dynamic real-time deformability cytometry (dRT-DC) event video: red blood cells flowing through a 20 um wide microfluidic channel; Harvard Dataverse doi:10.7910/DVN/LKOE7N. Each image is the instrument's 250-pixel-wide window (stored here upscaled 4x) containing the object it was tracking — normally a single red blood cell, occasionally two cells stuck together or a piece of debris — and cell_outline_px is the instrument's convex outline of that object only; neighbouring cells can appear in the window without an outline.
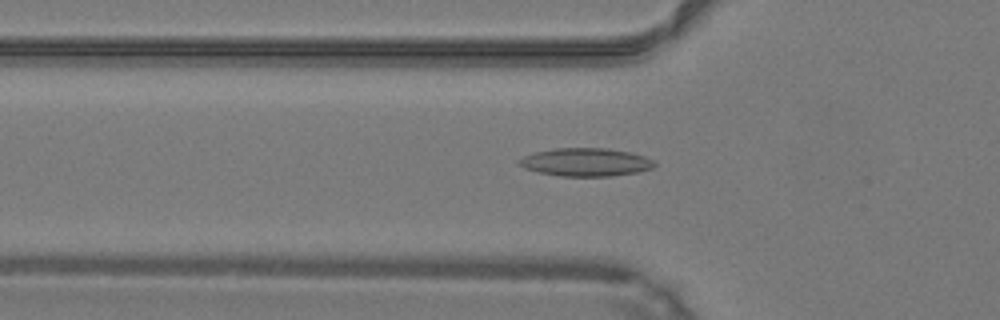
{"species": "common noctule bat (a hibernating species)", "species_latin": "Nyctalus noctula", "temperature_condition": "warm", "stored_images_in_passage": 48, "camera_frame_rate_fps": 3000, "um_per_image_px": 0.085, "animal": {"sex": "male", "body_mass_g": 19.2, "forearm_length_mm": 51.8}, "frame": {"image": 1, "passage_image": 16, "time_ms": 5.0, "image_size_px": [1000, 320], "cell_outline_px": [[656, 164], [652, 168], [640, 172], [612, 176], [560, 176], [540, 172], [524, 168], [516, 164], [516, 160], [524, 156], [536, 152], [556, 148], [608, 148], [628, 152], [644, 156], [652, 160]], "centroid_in_image_um": [49.77, 13.79], "position_along_channel_um": 76.0, "area_um2": 22.2}}
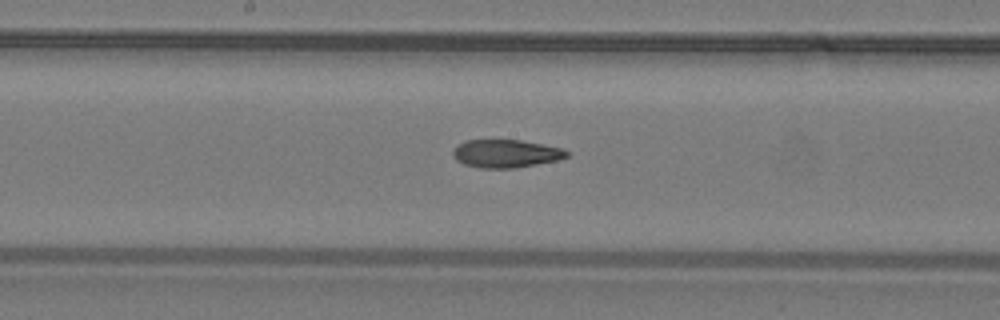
{"frame": {"image": 2, "passage_image": 25, "time_ms": 8.0, "image_size_px": [1000, 320], "cell_outline_px": [[568, 156], [556, 160], [536, 164], [512, 168], [480, 168], [464, 164], [456, 160], [452, 156], [452, 152], [456, 144], [464, 140], [520, 140], [564, 148], [568, 152]], "centroid_in_image_um": [42.95, 13.04], "position_along_channel_um": 205.3, "area_um2": 18.61}}
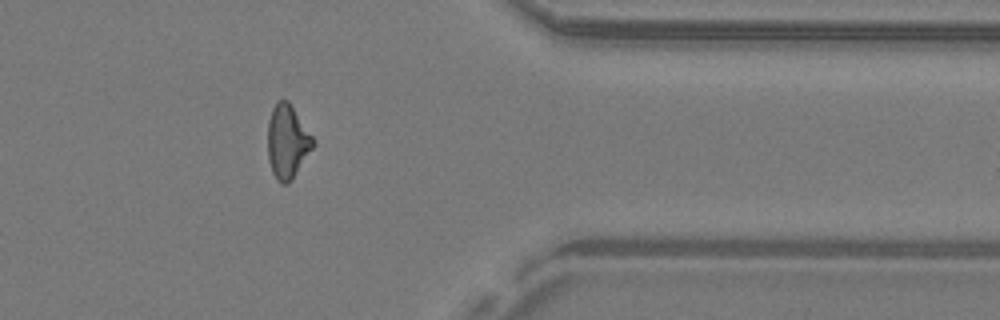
{"frame": {"image": 3, "passage_image": 39, "time_ms": 12.667, "image_size_px": [1000, 320], "cell_outline_px": [[316, 144], [288, 184], [280, 184], [276, 180], [272, 172], [268, 160], [268, 120], [272, 108], [276, 100], [288, 100], [316, 140]], "centroid_in_image_um": [24.43, 12.03], "position_along_channel_um": 387.0, "area_um2": 19.71}, "authors_computed_cell_mechanics": {"area_um2": 19.6231, "velocity_mm_per_s": 4.263, "shape_relaxation_time_tau1_ms": null, "shape_relaxation_time_tau2_ms": 4.3296, "deformation_change_tau1": null, "deformation_change_tau2": 0.1457}}